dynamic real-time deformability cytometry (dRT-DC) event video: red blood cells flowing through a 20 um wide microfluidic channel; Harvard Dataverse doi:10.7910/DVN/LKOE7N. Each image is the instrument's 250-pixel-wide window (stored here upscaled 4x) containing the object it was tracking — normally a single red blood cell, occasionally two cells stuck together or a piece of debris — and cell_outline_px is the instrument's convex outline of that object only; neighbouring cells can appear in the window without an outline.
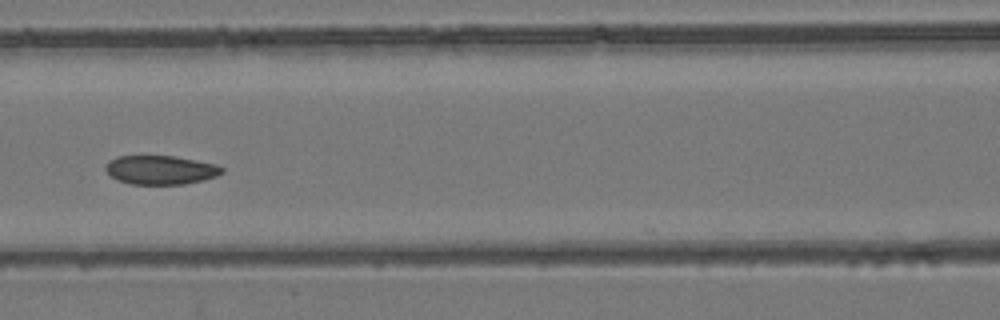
{"species": "common noctule bat (a hibernating species)", "species_latin": "Nyctalus noctula", "temperature_condition": "room temperature", "stored_images_in_passage": 10, "camera_frame_rate_fps": 3000, "um_per_image_px": 0.085, "animal": {"sex": "female", "body_mass_g": 24.6, "forearm_length_mm": 56.2}, "frame": {"image": 1, "passage_image": 7, "time_ms": 8.0, "image_size_px": [1000, 320], "cell_outline_px": [[224, 172], [216, 176], [204, 180], [184, 184], [128, 184], [116, 180], [104, 168], [108, 160], [116, 156], [172, 156], [196, 160], [216, 164], [224, 168]], "centroid_in_image_um": [13.64, 14.44], "position_along_channel_um": 153.0, "area_um2": 19.71}}
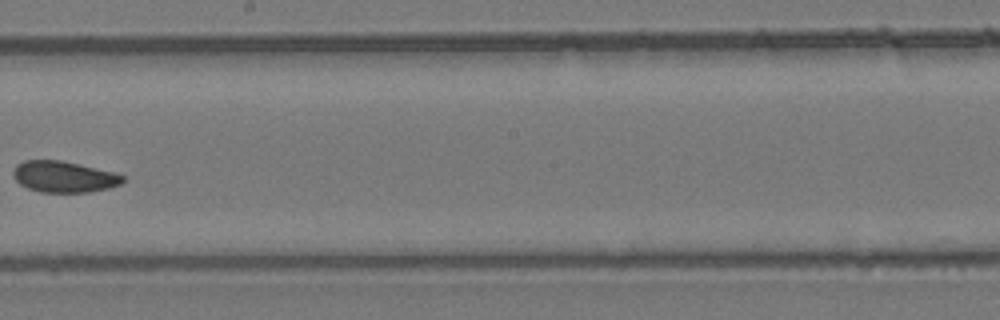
{"frame": {"image": 2, "passage_image": 9, "time_ms": 10.333, "image_size_px": [1000, 320], "cell_outline_px": [[124, 180], [120, 184], [108, 188], [88, 192], [40, 192], [28, 188], [20, 184], [16, 180], [12, 172], [12, 168], [16, 164], [24, 160], [60, 160], [80, 164], [112, 172], [124, 176]], "centroid_in_image_um": [5.38, 15.01], "position_along_channel_um": 242.8, "area_um2": 19.88}}
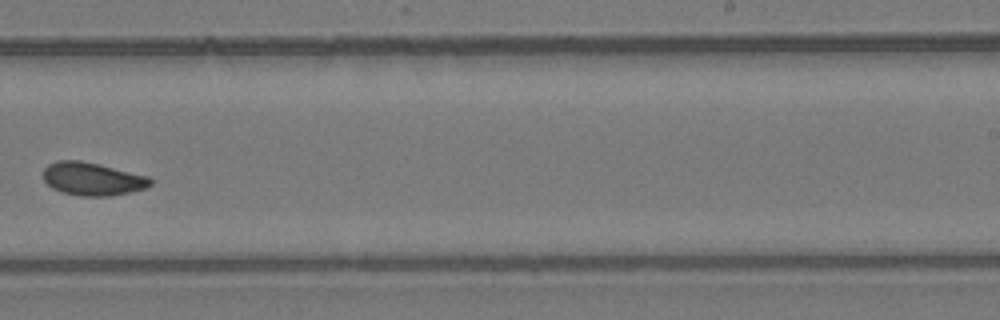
{"frame": {"image": 3, "passage_image": 10, "time_ms": 11.333, "image_size_px": [1000, 320], "cell_outline_px": [[152, 184], [144, 188], [132, 192], [112, 196], [80, 196], [64, 192], [52, 188], [44, 180], [44, 168], [48, 164], [56, 160], [80, 160], [148, 176], [152, 180]], "centroid_in_image_um": [7.85, 15.21], "position_along_channel_um": 281.1, "area_um2": 20.52}}